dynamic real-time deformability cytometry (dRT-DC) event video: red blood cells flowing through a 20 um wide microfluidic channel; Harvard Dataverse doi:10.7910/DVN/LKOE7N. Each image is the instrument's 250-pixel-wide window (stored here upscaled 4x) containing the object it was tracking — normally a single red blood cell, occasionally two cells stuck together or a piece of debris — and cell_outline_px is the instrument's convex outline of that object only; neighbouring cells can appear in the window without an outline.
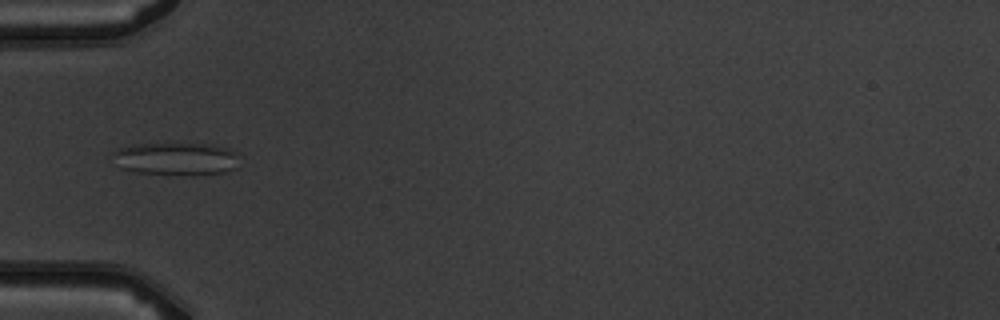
{"species": "common noctule bat (a hibernating species)", "species_latin": "Nyctalus noctula", "temperature_condition": "warm", "stored_images_in_passage": 4, "camera_frame_rate_fps": 3000, "um_per_image_px": 0.085, "animal": {"sex": "male", "body_mass_g": 19.5, "forearm_length_mm": 54.6}, "frame": {"image": 1, "passage_image": 4, "time_ms": 4.0, "image_size_px": [1000, 320], "cell_outline_px": [[236, 168], [224, 172], [196, 176], [192, 176], [136, 172], [120, 168], [112, 152], [116, 148], [132, 144], [212, 144], [228, 148], [236, 156]], "centroid_in_image_um": [14.93, 13.51], "position_along_channel_um": 70.1, "area_um2": 24.22}}